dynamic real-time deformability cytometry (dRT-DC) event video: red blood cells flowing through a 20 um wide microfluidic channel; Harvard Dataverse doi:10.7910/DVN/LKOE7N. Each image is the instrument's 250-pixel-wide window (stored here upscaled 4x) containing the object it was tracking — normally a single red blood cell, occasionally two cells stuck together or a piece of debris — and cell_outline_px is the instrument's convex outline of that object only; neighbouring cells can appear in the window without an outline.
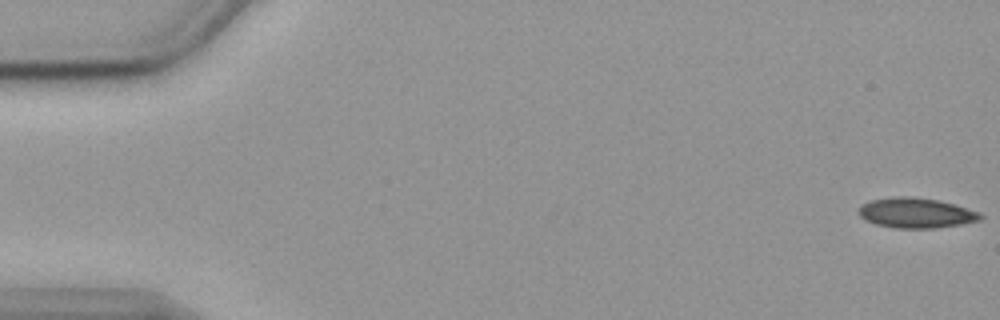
{"species": "common noctule bat (a hibernating species)", "species_latin": "Nyctalus noctula", "temperature_condition": "cold", "stored_images_in_passage": 56, "camera_frame_rate_fps": 3000, "um_per_image_px": 0.085, "animal": {"sex": "female", "body_mass_g": 19.9}, "frame": {"image": 1, "passage_image": 1, "time_ms": 0.0, "image_size_px": [1000, 320], "cell_outline_px": [[984, 216], [980, 220], [960, 224], [936, 228], [896, 228], [876, 224], [864, 220], [856, 212], [864, 204], [872, 200], [896, 196], [912, 196], [940, 200], [980, 212]], "centroid_in_image_um": [77.87, 18.09], "position_along_channel_um": 7.1, "area_um2": 21.39}}
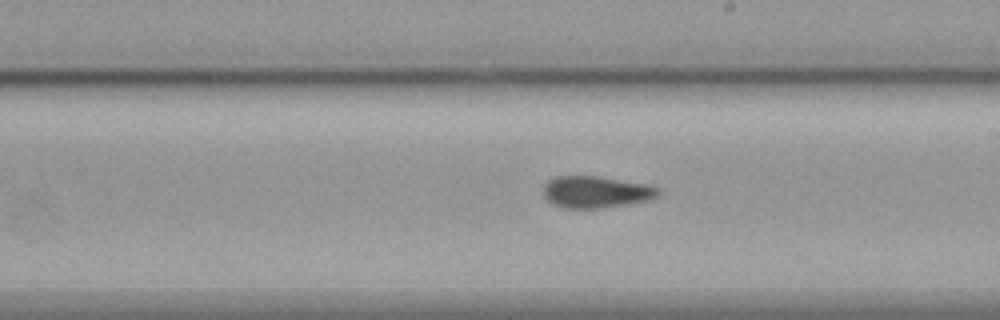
{"frame": {"image": 2, "passage_image": 32, "time_ms": 10.333, "image_size_px": [1000, 320], "cell_outline_px": [[660, 192], [656, 196], [648, 200], [628, 204], [600, 208], [564, 208], [552, 204], [544, 196], [544, 184], [548, 180], [556, 176], [596, 176], [644, 184], [660, 188]], "centroid_in_image_um": [50.62, 16.32], "position_along_channel_um": 238.4, "area_um2": 21.1}}
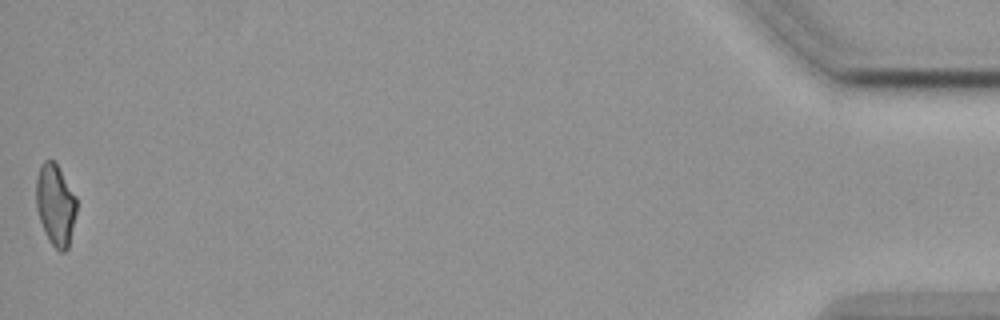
{"frame": {"image": 3, "passage_image": 56, "time_ms": 18.333, "image_size_px": [1000, 320], "cell_outline_px": [[76, 212], [68, 248], [64, 252], [60, 252], [48, 240], [40, 220], [36, 208], [36, 176], [40, 164], [44, 160], [52, 160], [56, 164], [76, 196]], "centroid_in_image_um": [4.69, 17.4], "position_along_channel_um": 430.5, "area_um2": 19.07}, "authors_computed_cell_mechanics": {"area_um2": 21.3571, "velocity_mm_per_s": 3.5898, "shape_relaxation_time_tau1_ms": null, "shape_relaxation_time_tau2_ms": 4.7074, "deformation_change_tau1": null, "deformation_change_tau2": 0.0892}}